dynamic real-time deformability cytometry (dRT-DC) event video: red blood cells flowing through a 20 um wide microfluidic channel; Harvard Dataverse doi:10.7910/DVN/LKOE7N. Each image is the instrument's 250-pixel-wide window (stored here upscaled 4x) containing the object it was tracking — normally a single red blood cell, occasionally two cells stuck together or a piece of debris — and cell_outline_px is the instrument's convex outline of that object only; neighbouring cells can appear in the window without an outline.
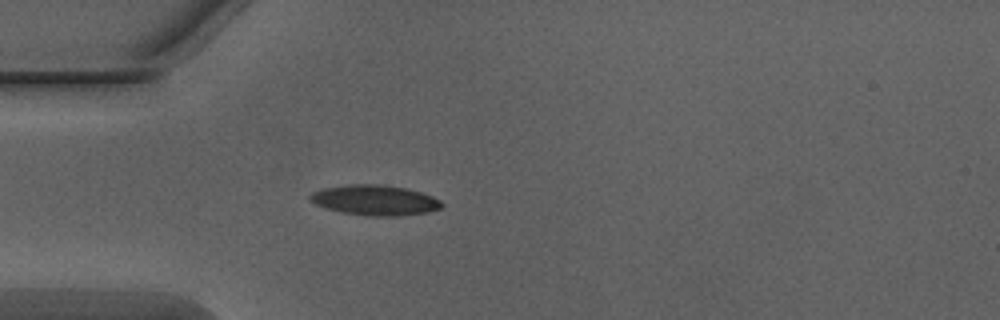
{"species": "Egyptian fruit bat (a non-hibernating species)", "species_latin": "Rousettus aegyptiacus", "temperature_condition": "warm", "stored_images_in_passage": 37, "camera_frame_rate_fps": 3000, "um_per_image_px": 0.085, "animal": {"sex": "male"}, "frame": {"image": 1, "passage_image": 1, "time_ms": 0.0, "image_size_px": [1000, 320], "cell_outline_px": [[444, 204], [440, 208], [428, 212], [396, 216], [380, 216], [340, 212], [316, 204], [308, 200], [308, 196], [312, 192], [320, 188], [352, 184], [384, 184], [408, 188], [432, 196], [440, 200]], "centroid_in_image_um": [31.86, 16.99], "position_along_channel_um": 53.1, "area_um2": 23.24}}
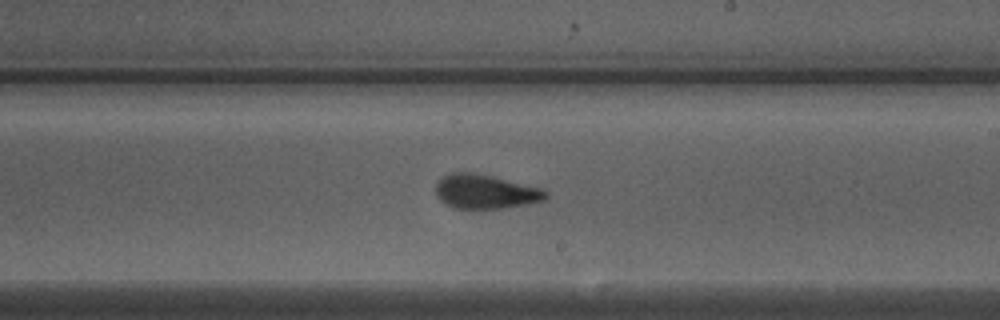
{"frame": {"image": 2, "passage_image": 16, "time_ms": 5.0, "image_size_px": [1000, 320], "cell_outline_px": [[548, 196], [544, 200], [504, 208], [456, 208], [440, 200], [436, 192], [436, 184], [444, 176], [452, 172], [472, 172], [492, 176], [544, 188], [548, 192]], "centroid_in_image_um": [41.3, 16.27], "position_along_channel_um": 247.7, "area_um2": 21.73}}
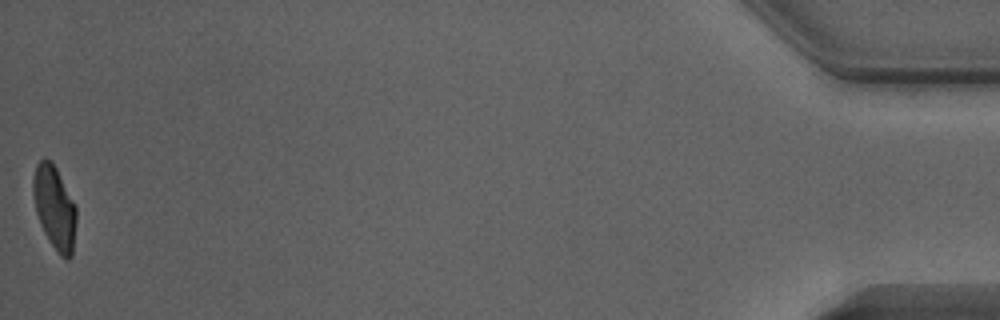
{"frame": {"image": 3, "passage_image": 37, "time_ms": 12.0, "image_size_px": [1000, 320], "cell_outline_px": [[76, 220], [72, 256], [68, 260], [64, 260], [60, 256], [48, 240], [40, 224], [36, 212], [32, 192], [32, 180], [36, 164], [44, 156], [56, 168], [76, 208]], "centroid_in_image_um": [4.61, 17.68], "position_along_channel_um": 430.6, "area_um2": 20.92}, "authors_computed_cell_mechanics": {"area_um2": 21.9062, "velocity_mm_per_s": 4.0581, "shape_relaxation_time_tau1_ms": 4.0544, "shape_relaxation_time_tau2_ms": 0.8128, "deformation_change_tau1": 0.1638, "deformation_change_tau2": 0.0651}}